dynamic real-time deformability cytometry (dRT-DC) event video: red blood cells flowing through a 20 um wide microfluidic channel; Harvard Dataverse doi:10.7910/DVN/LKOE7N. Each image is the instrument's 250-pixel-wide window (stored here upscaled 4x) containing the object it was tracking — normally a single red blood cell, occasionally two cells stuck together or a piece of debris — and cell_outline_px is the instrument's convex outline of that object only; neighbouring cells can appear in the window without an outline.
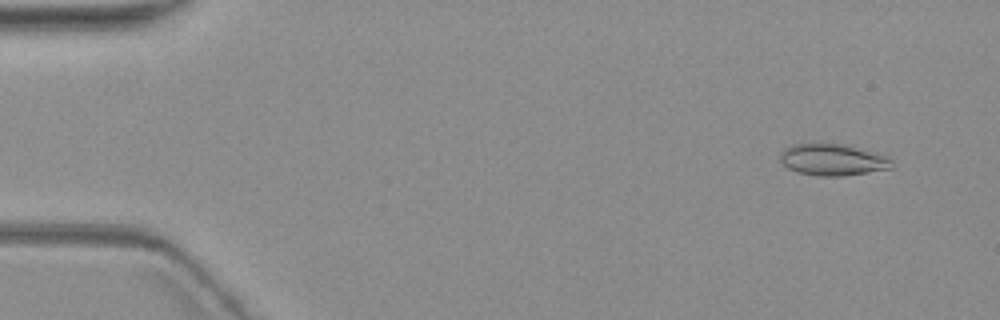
{"species": "common noctule bat (a hibernating species)", "species_latin": "Nyctalus noctula", "temperature_condition": "warm", "stored_images_in_passage": 11, "camera_frame_rate_fps": 3000, "um_per_image_px": 0.085, "animal": {"sex": "female", "body_mass_g": 19.3, "forearm_length_mm": 54.1}, "frame": {"image": 1, "passage_image": 2, "time_ms": 1.0, "image_size_px": [1000, 320], "cell_outline_px": [[892, 168], [844, 176], [820, 176], [800, 172], [788, 168], [780, 160], [780, 152], [784, 148], [796, 144], [844, 144], [876, 152], [888, 156], [892, 160]], "centroid_in_image_um": [70.81, 13.58], "position_along_channel_um": 14.2, "area_um2": 20.46}}
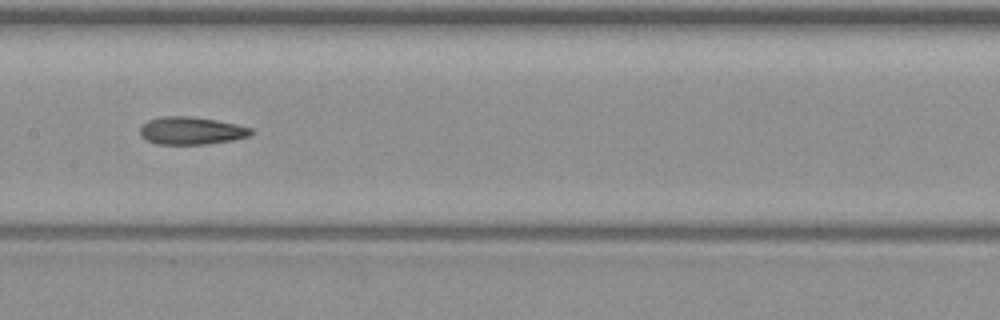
{"frame": {"image": 2, "passage_image": 8, "time_ms": 9.333, "image_size_px": [1000, 320], "cell_outline_px": [[252, 132], [248, 136], [232, 140], [208, 144], [156, 144], [144, 140], [140, 136], [140, 124], [148, 120], [160, 116], [188, 116], [216, 120], [236, 124], [252, 128]], "centroid_in_image_um": [16.19, 11.11], "position_along_channel_um": 191.2, "area_um2": 18.03}}
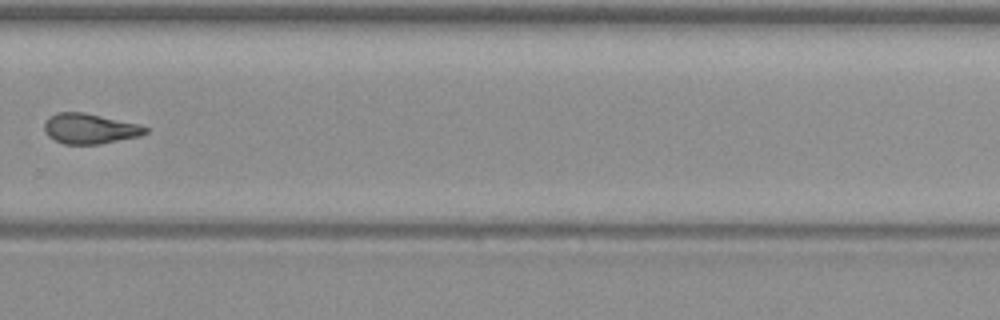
{"frame": {"image": 3, "passage_image": 11, "time_ms": 13.0, "image_size_px": [1000, 320], "cell_outline_px": [[148, 132], [140, 136], [100, 144], [64, 144], [48, 136], [44, 132], [44, 124], [48, 116], [56, 112], [84, 112], [140, 124], [148, 128]], "centroid_in_image_um": [7.63, 10.93], "position_along_channel_um": 322.2, "area_um2": 17.98}}